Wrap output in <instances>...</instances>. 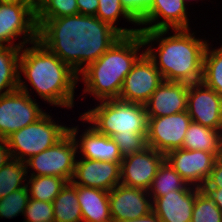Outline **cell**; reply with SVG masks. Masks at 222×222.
Instances as JSON below:
<instances>
[{
	"label": "cell",
	"instance_id": "f546056e",
	"mask_svg": "<svg viewBox=\"0 0 222 222\" xmlns=\"http://www.w3.org/2000/svg\"><path fill=\"white\" fill-rule=\"evenodd\" d=\"M191 222H222V212L202 189L195 197Z\"/></svg>",
	"mask_w": 222,
	"mask_h": 222
},
{
	"label": "cell",
	"instance_id": "7402d4cb",
	"mask_svg": "<svg viewBox=\"0 0 222 222\" xmlns=\"http://www.w3.org/2000/svg\"><path fill=\"white\" fill-rule=\"evenodd\" d=\"M182 149L201 150L222 156V132L192 121L189 125Z\"/></svg>",
	"mask_w": 222,
	"mask_h": 222
},
{
	"label": "cell",
	"instance_id": "8fae6325",
	"mask_svg": "<svg viewBox=\"0 0 222 222\" xmlns=\"http://www.w3.org/2000/svg\"><path fill=\"white\" fill-rule=\"evenodd\" d=\"M139 55L124 79L119 99L145 104L164 79L145 51Z\"/></svg>",
	"mask_w": 222,
	"mask_h": 222
},
{
	"label": "cell",
	"instance_id": "ab89813d",
	"mask_svg": "<svg viewBox=\"0 0 222 222\" xmlns=\"http://www.w3.org/2000/svg\"><path fill=\"white\" fill-rule=\"evenodd\" d=\"M124 222H161V221L158 218V216L153 211H151L149 214L145 216Z\"/></svg>",
	"mask_w": 222,
	"mask_h": 222
},
{
	"label": "cell",
	"instance_id": "7a4b0ae2",
	"mask_svg": "<svg viewBox=\"0 0 222 222\" xmlns=\"http://www.w3.org/2000/svg\"><path fill=\"white\" fill-rule=\"evenodd\" d=\"M190 29H175L173 35L164 37L169 30L140 31L144 44L151 46L145 50L153 60L165 81L198 83L202 80L206 40L197 39ZM159 42L153 50L152 42Z\"/></svg>",
	"mask_w": 222,
	"mask_h": 222
},
{
	"label": "cell",
	"instance_id": "277c9868",
	"mask_svg": "<svg viewBox=\"0 0 222 222\" xmlns=\"http://www.w3.org/2000/svg\"><path fill=\"white\" fill-rule=\"evenodd\" d=\"M145 46L141 33L119 38L99 59L88 65L82 75L84 93L98 100L119 98L124 79Z\"/></svg>",
	"mask_w": 222,
	"mask_h": 222
},
{
	"label": "cell",
	"instance_id": "836d02e7",
	"mask_svg": "<svg viewBox=\"0 0 222 222\" xmlns=\"http://www.w3.org/2000/svg\"><path fill=\"white\" fill-rule=\"evenodd\" d=\"M147 135L114 134L111 138L118 145L123 157L144 150L147 145Z\"/></svg>",
	"mask_w": 222,
	"mask_h": 222
},
{
	"label": "cell",
	"instance_id": "e575fe53",
	"mask_svg": "<svg viewBox=\"0 0 222 222\" xmlns=\"http://www.w3.org/2000/svg\"><path fill=\"white\" fill-rule=\"evenodd\" d=\"M126 11L138 22L147 12L152 0H120Z\"/></svg>",
	"mask_w": 222,
	"mask_h": 222
},
{
	"label": "cell",
	"instance_id": "484cf974",
	"mask_svg": "<svg viewBox=\"0 0 222 222\" xmlns=\"http://www.w3.org/2000/svg\"><path fill=\"white\" fill-rule=\"evenodd\" d=\"M26 186L31 199L53 202L67 181L58 176H30Z\"/></svg>",
	"mask_w": 222,
	"mask_h": 222
},
{
	"label": "cell",
	"instance_id": "52a82bcc",
	"mask_svg": "<svg viewBox=\"0 0 222 222\" xmlns=\"http://www.w3.org/2000/svg\"><path fill=\"white\" fill-rule=\"evenodd\" d=\"M19 74L18 89L0 96V139L39 120L44 112L31 98L28 85Z\"/></svg>",
	"mask_w": 222,
	"mask_h": 222
},
{
	"label": "cell",
	"instance_id": "ffe728a7",
	"mask_svg": "<svg viewBox=\"0 0 222 222\" xmlns=\"http://www.w3.org/2000/svg\"><path fill=\"white\" fill-rule=\"evenodd\" d=\"M78 126L69 127V132L75 138L77 149H80L82 158L90 160L108 161L121 163L123 156L120 153L118 145L107 135L98 133L92 126L86 128L85 132L80 135V141H77ZM80 142V143H79Z\"/></svg>",
	"mask_w": 222,
	"mask_h": 222
},
{
	"label": "cell",
	"instance_id": "4fadbf2b",
	"mask_svg": "<svg viewBox=\"0 0 222 222\" xmlns=\"http://www.w3.org/2000/svg\"><path fill=\"white\" fill-rule=\"evenodd\" d=\"M187 112L192 121L222 132V97L202 82L189 84Z\"/></svg>",
	"mask_w": 222,
	"mask_h": 222
},
{
	"label": "cell",
	"instance_id": "83f0119b",
	"mask_svg": "<svg viewBox=\"0 0 222 222\" xmlns=\"http://www.w3.org/2000/svg\"><path fill=\"white\" fill-rule=\"evenodd\" d=\"M201 82L222 97V46L211 50L208 43L204 54Z\"/></svg>",
	"mask_w": 222,
	"mask_h": 222
},
{
	"label": "cell",
	"instance_id": "2e32d148",
	"mask_svg": "<svg viewBox=\"0 0 222 222\" xmlns=\"http://www.w3.org/2000/svg\"><path fill=\"white\" fill-rule=\"evenodd\" d=\"M120 164L121 163L90 160L87 158L76 160L71 182L74 185L109 192L121 183Z\"/></svg>",
	"mask_w": 222,
	"mask_h": 222
},
{
	"label": "cell",
	"instance_id": "b9f144b4",
	"mask_svg": "<svg viewBox=\"0 0 222 222\" xmlns=\"http://www.w3.org/2000/svg\"><path fill=\"white\" fill-rule=\"evenodd\" d=\"M103 222H115V221H113V220L111 219V220H109V221H103Z\"/></svg>",
	"mask_w": 222,
	"mask_h": 222
},
{
	"label": "cell",
	"instance_id": "cb8c5ba5",
	"mask_svg": "<svg viewBox=\"0 0 222 222\" xmlns=\"http://www.w3.org/2000/svg\"><path fill=\"white\" fill-rule=\"evenodd\" d=\"M52 203L54 222H83L77 198V185L67 182Z\"/></svg>",
	"mask_w": 222,
	"mask_h": 222
},
{
	"label": "cell",
	"instance_id": "603a6c76",
	"mask_svg": "<svg viewBox=\"0 0 222 222\" xmlns=\"http://www.w3.org/2000/svg\"><path fill=\"white\" fill-rule=\"evenodd\" d=\"M21 47L0 46V96L19 86V57Z\"/></svg>",
	"mask_w": 222,
	"mask_h": 222
},
{
	"label": "cell",
	"instance_id": "d6986e66",
	"mask_svg": "<svg viewBox=\"0 0 222 222\" xmlns=\"http://www.w3.org/2000/svg\"><path fill=\"white\" fill-rule=\"evenodd\" d=\"M202 190L191 186L187 190L169 191L161 197H151L153 212L162 222H191L196 195Z\"/></svg>",
	"mask_w": 222,
	"mask_h": 222
},
{
	"label": "cell",
	"instance_id": "ac0fdd59",
	"mask_svg": "<svg viewBox=\"0 0 222 222\" xmlns=\"http://www.w3.org/2000/svg\"><path fill=\"white\" fill-rule=\"evenodd\" d=\"M189 84L163 81L144 104L147 117H161L187 111Z\"/></svg>",
	"mask_w": 222,
	"mask_h": 222
},
{
	"label": "cell",
	"instance_id": "9a60e30c",
	"mask_svg": "<svg viewBox=\"0 0 222 222\" xmlns=\"http://www.w3.org/2000/svg\"><path fill=\"white\" fill-rule=\"evenodd\" d=\"M108 195L111 219L115 222L134 220L153 211V203L147 190L119 184Z\"/></svg>",
	"mask_w": 222,
	"mask_h": 222
},
{
	"label": "cell",
	"instance_id": "44dd1931",
	"mask_svg": "<svg viewBox=\"0 0 222 222\" xmlns=\"http://www.w3.org/2000/svg\"><path fill=\"white\" fill-rule=\"evenodd\" d=\"M77 198L83 222L111 220L108 191L77 185Z\"/></svg>",
	"mask_w": 222,
	"mask_h": 222
},
{
	"label": "cell",
	"instance_id": "4dcf8cb0",
	"mask_svg": "<svg viewBox=\"0 0 222 222\" xmlns=\"http://www.w3.org/2000/svg\"><path fill=\"white\" fill-rule=\"evenodd\" d=\"M79 14L77 0H41L36 18H59Z\"/></svg>",
	"mask_w": 222,
	"mask_h": 222
},
{
	"label": "cell",
	"instance_id": "7c38bea8",
	"mask_svg": "<svg viewBox=\"0 0 222 222\" xmlns=\"http://www.w3.org/2000/svg\"><path fill=\"white\" fill-rule=\"evenodd\" d=\"M165 160L162 152L146 147L123 157L120 164L121 185L149 190L157 170Z\"/></svg>",
	"mask_w": 222,
	"mask_h": 222
},
{
	"label": "cell",
	"instance_id": "f1b7e54d",
	"mask_svg": "<svg viewBox=\"0 0 222 222\" xmlns=\"http://www.w3.org/2000/svg\"><path fill=\"white\" fill-rule=\"evenodd\" d=\"M27 167L25 162L11 159L0 168V198L6 197L13 191L26 186ZM24 184V185H23Z\"/></svg>",
	"mask_w": 222,
	"mask_h": 222
},
{
	"label": "cell",
	"instance_id": "5b68a950",
	"mask_svg": "<svg viewBox=\"0 0 222 222\" xmlns=\"http://www.w3.org/2000/svg\"><path fill=\"white\" fill-rule=\"evenodd\" d=\"M97 107L88 109L80 119L91 123L100 134L147 135L148 117L144 104L116 99L99 101Z\"/></svg>",
	"mask_w": 222,
	"mask_h": 222
},
{
	"label": "cell",
	"instance_id": "9c48e42d",
	"mask_svg": "<svg viewBox=\"0 0 222 222\" xmlns=\"http://www.w3.org/2000/svg\"><path fill=\"white\" fill-rule=\"evenodd\" d=\"M20 35L23 36L20 37ZM17 37L23 38V41L18 44L11 42ZM37 40L36 13L27 5L0 2V46L22 48L26 44H31Z\"/></svg>",
	"mask_w": 222,
	"mask_h": 222
},
{
	"label": "cell",
	"instance_id": "74e56055",
	"mask_svg": "<svg viewBox=\"0 0 222 222\" xmlns=\"http://www.w3.org/2000/svg\"><path fill=\"white\" fill-rule=\"evenodd\" d=\"M12 159L11 152L7 146L6 139H0V168Z\"/></svg>",
	"mask_w": 222,
	"mask_h": 222
},
{
	"label": "cell",
	"instance_id": "f35d334b",
	"mask_svg": "<svg viewBox=\"0 0 222 222\" xmlns=\"http://www.w3.org/2000/svg\"><path fill=\"white\" fill-rule=\"evenodd\" d=\"M222 212V188H202Z\"/></svg>",
	"mask_w": 222,
	"mask_h": 222
},
{
	"label": "cell",
	"instance_id": "8d00e7d4",
	"mask_svg": "<svg viewBox=\"0 0 222 222\" xmlns=\"http://www.w3.org/2000/svg\"><path fill=\"white\" fill-rule=\"evenodd\" d=\"M79 14L96 15L98 0H77Z\"/></svg>",
	"mask_w": 222,
	"mask_h": 222
},
{
	"label": "cell",
	"instance_id": "60d3db41",
	"mask_svg": "<svg viewBox=\"0 0 222 222\" xmlns=\"http://www.w3.org/2000/svg\"><path fill=\"white\" fill-rule=\"evenodd\" d=\"M1 2L18 3L29 6L35 13L37 10V3L34 0H1Z\"/></svg>",
	"mask_w": 222,
	"mask_h": 222
},
{
	"label": "cell",
	"instance_id": "7bdbcfd3",
	"mask_svg": "<svg viewBox=\"0 0 222 222\" xmlns=\"http://www.w3.org/2000/svg\"><path fill=\"white\" fill-rule=\"evenodd\" d=\"M37 4L41 1V0H34Z\"/></svg>",
	"mask_w": 222,
	"mask_h": 222
},
{
	"label": "cell",
	"instance_id": "1f68e13d",
	"mask_svg": "<svg viewBox=\"0 0 222 222\" xmlns=\"http://www.w3.org/2000/svg\"><path fill=\"white\" fill-rule=\"evenodd\" d=\"M30 199L27 186L17 189L6 197L0 198V218L11 219L24 214Z\"/></svg>",
	"mask_w": 222,
	"mask_h": 222
},
{
	"label": "cell",
	"instance_id": "8992f818",
	"mask_svg": "<svg viewBox=\"0 0 222 222\" xmlns=\"http://www.w3.org/2000/svg\"><path fill=\"white\" fill-rule=\"evenodd\" d=\"M69 132L45 113L39 120L13 132L6 138L12 158L25 162L30 157L52 147Z\"/></svg>",
	"mask_w": 222,
	"mask_h": 222
},
{
	"label": "cell",
	"instance_id": "d590c367",
	"mask_svg": "<svg viewBox=\"0 0 222 222\" xmlns=\"http://www.w3.org/2000/svg\"><path fill=\"white\" fill-rule=\"evenodd\" d=\"M202 188H222V156L216 158L211 173Z\"/></svg>",
	"mask_w": 222,
	"mask_h": 222
},
{
	"label": "cell",
	"instance_id": "d6a6232c",
	"mask_svg": "<svg viewBox=\"0 0 222 222\" xmlns=\"http://www.w3.org/2000/svg\"><path fill=\"white\" fill-rule=\"evenodd\" d=\"M23 215V222H54L53 203L30 198Z\"/></svg>",
	"mask_w": 222,
	"mask_h": 222
},
{
	"label": "cell",
	"instance_id": "d4e9b609",
	"mask_svg": "<svg viewBox=\"0 0 222 222\" xmlns=\"http://www.w3.org/2000/svg\"><path fill=\"white\" fill-rule=\"evenodd\" d=\"M190 186L191 185L164 160L159 166L148 192L150 197H161L168 194L169 191L187 190Z\"/></svg>",
	"mask_w": 222,
	"mask_h": 222
},
{
	"label": "cell",
	"instance_id": "30bf717a",
	"mask_svg": "<svg viewBox=\"0 0 222 222\" xmlns=\"http://www.w3.org/2000/svg\"><path fill=\"white\" fill-rule=\"evenodd\" d=\"M192 119L187 111L161 117H148L147 145L164 155L182 148Z\"/></svg>",
	"mask_w": 222,
	"mask_h": 222
},
{
	"label": "cell",
	"instance_id": "ba28073f",
	"mask_svg": "<svg viewBox=\"0 0 222 222\" xmlns=\"http://www.w3.org/2000/svg\"><path fill=\"white\" fill-rule=\"evenodd\" d=\"M77 145L73 135L68 132L52 147L30 157L25 165L33 168L31 176H58L71 182L77 157Z\"/></svg>",
	"mask_w": 222,
	"mask_h": 222
},
{
	"label": "cell",
	"instance_id": "4316f807",
	"mask_svg": "<svg viewBox=\"0 0 222 222\" xmlns=\"http://www.w3.org/2000/svg\"><path fill=\"white\" fill-rule=\"evenodd\" d=\"M102 22H105L115 28L122 36H130L140 33V29H127L115 26L119 16L127 21L138 25V22L126 11L120 0H98V10L95 15Z\"/></svg>",
	"mask_w": 222,
	"mask_h": 222
},
{
	"label": "cell",
	"instance_id": "5bb4252c",
	"mask_svg": "<svg viewBox=\"0 0 222 222\" xmlns=\"http://www.w3.org/2000/svg\"><path fill=\"white\" fill-rule=\"evenodd\" d=\"M216 156L201 150L175 149L165 160L189 184L202 188L213 168Z\"/></svg>",
	"mask_w": 222,
	"mask_h": 222
},
{
	"label": "cell",
	"instance_id": "e0dca14e",
	"mask_svg": "<svg viewBox=\"0 0 222 222\" xmlns=\"http://www.w3.org/2000/svg\"><path fill=\"white\" fill-rule=\"evenodd\" d=\"M186 8L183 0H152L146 14L138 21V25L149 26L139 29L140 31L190 29ZM159 18L162 20H158Z\"/></svg>",
	"mask_w": 222,
	"mask_h": 222
},
{
	"label": "cell",
	"instance_id": "3957f363",
	"mask_svg": "<svg viewBox=\"0 0 222 222\" xmlns=\"http://www.w3.org/2000/svg\"><path fill=\"white\" fill-rule=\"evenodd\" d=\"M31 44V47L21 48L19 74L25 75L44 101L74 107V89L80 75L38 40Z\"/></svg>",
	"mask_w": 222,
	"mask_h": 222
},
{
	"label": "cell",
	"instance_id": "6da1fadb",
	"mask_svg": "<svg viewBox=\"0 0 222 222\" xmlns=\"http://www.w3.org/2000/svg\"><path fill=\"white\" fill-rule=\"evenodd\" d=\"M36 23L38 41L78 75L122 37L94 15L36 18Z\"/></svg>",
	"mask_w": 222,
	"mask_h": 222
}]
</instances>
